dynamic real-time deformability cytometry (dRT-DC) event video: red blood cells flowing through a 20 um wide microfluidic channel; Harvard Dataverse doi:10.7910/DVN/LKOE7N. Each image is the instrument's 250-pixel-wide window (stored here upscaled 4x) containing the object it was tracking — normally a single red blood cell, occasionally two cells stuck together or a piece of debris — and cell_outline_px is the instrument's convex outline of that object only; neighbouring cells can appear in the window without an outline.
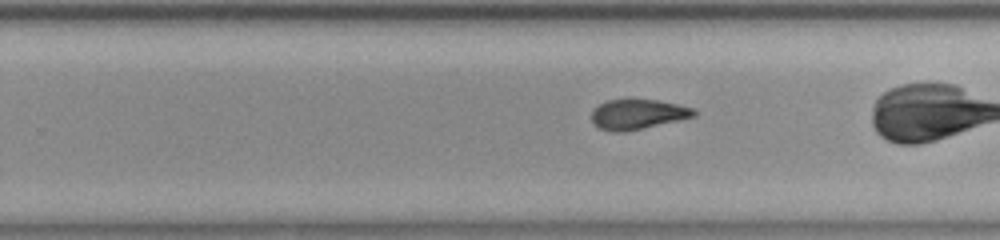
{"species": "common noctule bat (a hibernating species)", "species_latin": "Nyctalus noctula", "temperature_condition": "room temperature", "stored_images_in_passage": 38, "camera_frame_rate_fps": 3000, "um_per_image_px": 0.085, "animal": {"sex": "female", "body_mass_g": 23.0, "forearm_length_mm": 53.4}, "frame": {"image": 1, "passage_image": 30, "time_ms": 9.667, "image_size_px": [1000, 240], "cell_outline_px": [[696, 116], [624, 132], [616, 132], [600, 128], [592, 120], [592, 108], [608, 100], [656, 100], [676, 104], [692, 108], [696, 112]], "centroid_in_image_um": [54.19, 9.71], "position_along_channel_um": 275.6, "area_um2": 17.46}}